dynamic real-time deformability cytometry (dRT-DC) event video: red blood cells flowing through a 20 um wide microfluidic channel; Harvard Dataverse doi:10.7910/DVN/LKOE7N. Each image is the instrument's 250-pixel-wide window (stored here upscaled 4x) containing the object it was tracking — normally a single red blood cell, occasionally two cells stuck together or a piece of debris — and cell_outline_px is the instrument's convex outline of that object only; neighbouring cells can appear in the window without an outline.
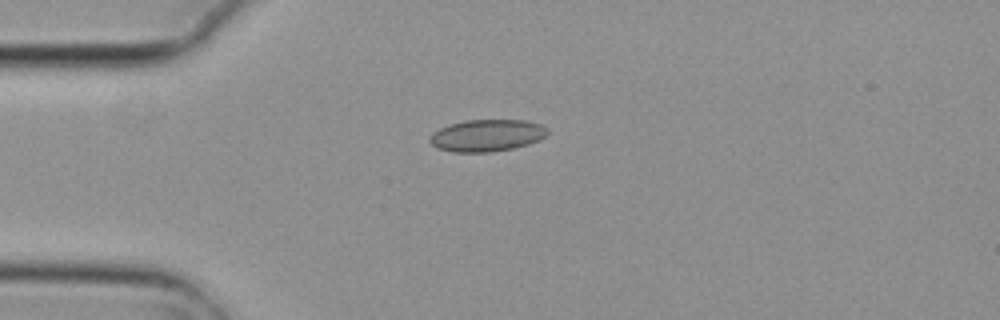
{"species": "common noctule bat (a hibernating species)", "species_latin": "Nyctalus noctula", "temperature_condition": "cold", "stored_images_in_passage": 6, "camera_frame_rate_fps": 3000, "um_per_image_px": 0.085, "animal": {"sex": "female", "body_mass_g": 29.2, "forearm_length_mm": 56.3}, "frame": {"image": 1, "passage_image": 1, "time_ms": 0.0, "image_size_px": [1000, 320], "cell_outline_px": [[548, 132], [544, 136], [528, 144], [512, 148], [488, 152], [452, 152], [440, 148], [432, 144], [428, 140], [432, 132], [448, 124], [468, 120], [524, 120], [540, 124], [548, 128]], "centroid_in_image_um": [41.35, 11.5], "position_along_channel_um": 43.6, "area_um2": 21.73}}
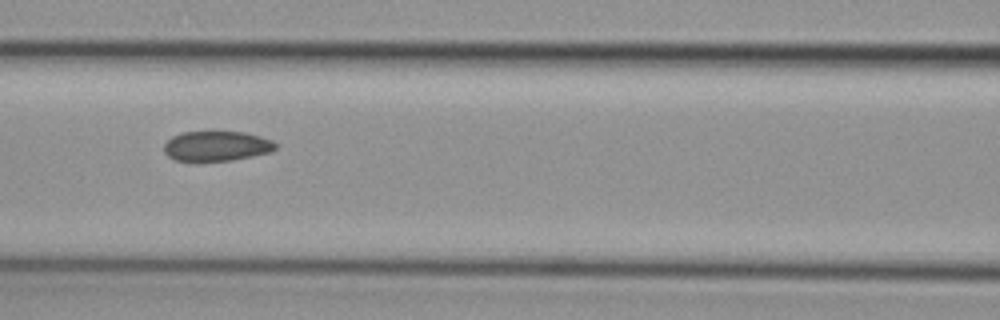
{"frame": {"image": 2, "passage_image": 4, "time_ms": 1.0, "image_size_px": [1000, 320], "cell_outline_px": [[276, 148], [268, 152], [252, 156], [232, 160], [200, 164], [188, 164], [176, 160], [168, 156], [164, 152], [164, 144], [172, 136], [180, 132], [244, 132], [260, 136], [272, 140], [276, 144]], "centroid_in_image_um": [18.33, 12.46], "position_along_channel_um": 148.3, "area_um2": 20.17}}
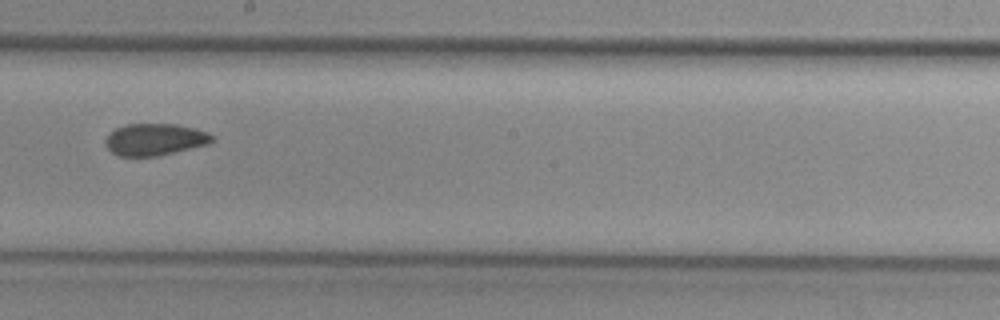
{"frame": {"image": 3, "passage_image": 6, "time_ms": 1.667, "image_size_px": [1000, 320], "cell_outline_px": [[216, 140], [208, 144], [156, 156], [116, 156], [104, 144], [104, 140], [108, 132], [116, 128], [128, 124], [176, 124], [208, 132]], "centroid_in_image_um": [13.12, 11.85], "position_along_channel_um": 235.1, "area_um2": 19.83}}